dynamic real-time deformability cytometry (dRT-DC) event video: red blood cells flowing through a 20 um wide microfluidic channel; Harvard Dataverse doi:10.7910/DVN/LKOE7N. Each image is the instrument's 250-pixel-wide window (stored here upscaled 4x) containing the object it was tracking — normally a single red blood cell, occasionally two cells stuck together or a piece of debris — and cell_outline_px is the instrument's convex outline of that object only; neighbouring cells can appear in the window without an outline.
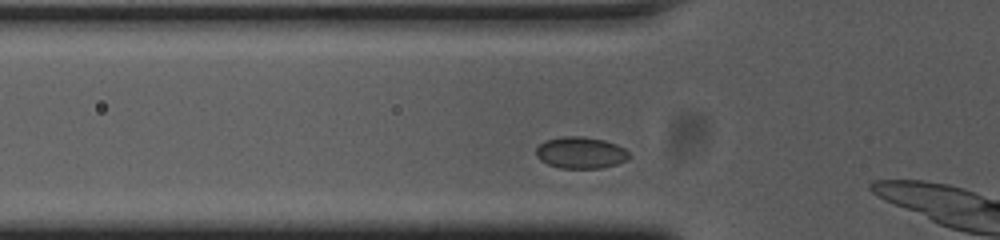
{"species": "common noctule bat (a hibernating species)", "species_latin": "Nyctalus noctula", "temperature_condition": "cold", "stored_images_in_passage": 10, "camera_frame_rate_fps": 3000, "um_per_image_px": 0.085, "animal": {"sex": "female", "body_mass_g": 23.0, "forearm_length_mm": 53.4}, "frame": {"image": 1, "passage_image": 4, "time_ms": 1.0, "image_size_px": [1000, 240], "cell_outline_px": [[628, 160], [616, 164], [600, 168], [560, 168], [548, 164], [540, 160], [536, 156], [536, 148], [540, 144], [548, 140], [560, 136], [584, 136], [604, 140], [616, 144], [624, 148], [628, 152]], "centroid_in_image_um": [49.35, 12.97], "position_along_channel_um": 76.5, "area_um2": 17.11}}
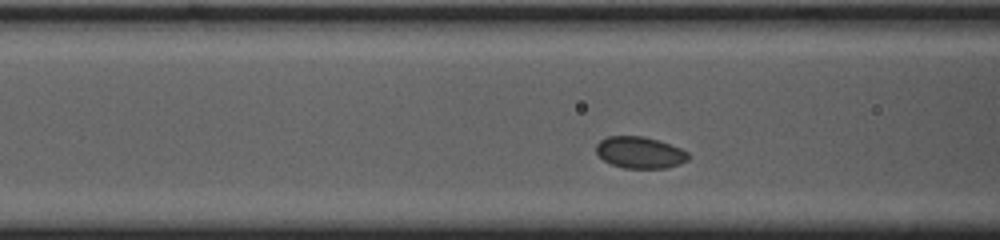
{"frame": {"image": 2, "passage_image": 7, "time_ms": 2.0, "image_size_px": [1000, 240], "cell_outline_px": [[692, 156], [688, 160], [680, 164], [668, 168], [624, 168], [612, 164], [604, 160], [596, 152], [596, 144], [600, 140], [608, 136], [644, 136], [680, 148], [688, 152]], "centroid_in_image_um": [54.41, 12.97], "position_along_channel_um": 112.2, "area_um2": 16.99}}